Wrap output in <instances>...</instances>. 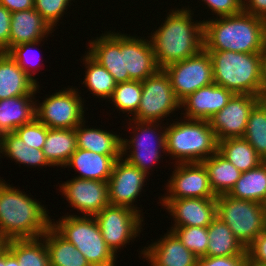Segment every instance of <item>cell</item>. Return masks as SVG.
I'll return each mask as SVG.
<instances>
[{
    "mask_svg": "<svg viewBox=\"0 0 266 266\" xmlns=\"http://www.w3.org/2000/svg\"><path fill=\"white\" fill-rule=\"evenodd\" d=\"M34 95H22L0 100V135L13 133L35 117Z\"/></svg>",
    "mask_w": 266,
    "mask_h": 266,
    "instance_id": "obj_25",
    "label": "cell"
},
{
    "mask_svg": "<svg viewBox=\"0 0 266 266\" xmlns=\"http://www.w3.org/2000/svg\"><path fill=\"white\" fill-rule=\"evenodd\" d=\"M39 85L5 52H0V100L34 95Z\"/></svg>",
    "mask_w": 266,
    "mask_h": 266,
    "instance_id": "obj_23",
    "label": "cell"
},
{
    "mask_svg": "<svg viewBox=\"0 0 266 266\" xmlns=\"http://www.w3.org/2000/svg\"><path fill=\"white\" fill-rule=\"evenodd\" d=\"M141 96V81L132 80L129 82L118 83L110 100L112 99L116 109L118 108L121 110L123 114L124 112H127L130 115L137 112V109L140 105Z\"/></svg>",
    "mask_w": 266,
    "mask_h": 266,
    "instance_id": "obj_37",
    "label": "cell"
},
{
    "mask_svg": "<svg viewBox=\"0 0 266 266\" xmlns=\"http://www.w3.org/2000/svg\"><path fill=\"white\" fill-rule=\"evenodd\" d=\"M218 152L240 172L258 167L264 160L243 137L227 138L218 141Z\"/></svg>",
    "mask_w": 266,
    "mask_h": 266,
    "instance_id": "obj_31",
    "label": "cell"
},
{
    "mask_svg": "<svg viewBox=\"0 0 266 266\" xmlns=\"http://www.w3.org/2000/svg\"><path fill=\"white\" fill-rule=\"evenodd\" d=\"M172 231L182 244L197 257L207 256L208 227H175Z\"/></svg>",
    "mask_w": 266,
    "mask_h": 266,
    "instance_id": "obj_38",
    "label": "cell"
},
{
    "mask_svg": "<svg viewBox=\"0 0 266 266\" xmlns=\"http://www.w3.org/2000/svg\"><path fill=\"white\" fill-rule=\"evenodd\" d=\"M162 206L167 207L173 216L175 227H208L217 217L216 198H181L162 199Z\"/></svg>",
    "mask_w": 266,
    "mask_h": 266,
    "instance_id": "obj_17",
    "label": "cell"
},
{
    "mask_svg": "<svg viewBox=\"0 0 266 266\" xmlns=\"http://www.w3.org/2000/svg\"><path fill=\"white\" fill-rule=\"evenodd\" d=\"M259 101V96L234 94L218 113L209 119L217 141L243 137L251 109Z\"/></svg>",
    "mask_w": 266,
    "mask_h": 266,
    "instance_id": "obj_13",
    "label": "cell"
},
{
    "mask_svg": "<svg viewBox=\"0 0 266 266\" xmlns=\"http://www.w3.org/2000/svg\"><path fill=\"white\" fill-rule=\"evenodd\" d=\"M5 246L16 256L20 266H50L47 245L42 237L40 240L10 239L5 242Z\"/></svg>",
    "mask_w": 266,
    "mask_h": 266,
    "instance_id": "obj_33",
    "label": "cell"
},
{
    "mask_svg": "<svg viewBox=\"0 0 266 266\" xmlns=\"http://www.w3.org/2000/svg\"><path fill=\"white\" fill-rule=\"evenodd\" d=\"M11 12L0 5V52L9 51Z\"/></svg>",
    "mask_w": 266,
    "mask_h": 266,
    "instance_id": "obj_45",
    "label": "cell"
},
{
    "mask_svg": "<svg viewBox=\"0 0 266 266\" xmlns=\"http://www.w3.org/2000/svg\"><path fill=\"white\" fill-rule=\"evenodd\" d=\"M208 239L207 256L247 255L246 248L219 217L208 226Z\"/></svg>",
    "mask_w": 266,
    "mask_h": 266,
    "instance_id": "obj_29",
    "label": "cell"
},
{
    "mask_svg": "<svg viewBox=\"0 0 266 266\" xmlns=\"http://www.w3.org/2000/svg\"><path fill=\"white\" fill-rule=\"evenodd\" d=\"M259 102L265 107L266 109V96H259Z\"/></svg>",
    "mask_w": 266,
    "mask_h": 266,
    "instance_id": "obj_51",
    "label": "cell"
},
{
    "mask_svg": "<svg viewBox=\"0 0 266 266\" xmlns=\"http://www.w3.org/2000/svg\"><path fill=\"white\" fill-rule=\"evenodd\" d=\"M259 96H266V49L262 53Z\"/></svg>",
    "mask_w": 266,
    "mask_h": 266,
    "instance_id": "obj_48",
    "label": "cell"
},
{
    "mask_svg": "<svg viewBox=\"0 0 266 266\" xmlns=\"http://www.w3.org/2000/svg\"><path fill=\"white\" fill-rule=\"evenodd\" d=\"M0 153H2V149H1V135H0Z\"/></svg>",
    "mask_w": 266,
    "mask_h": 266,
    "instance_id": "obj_53",
    "label": "cell"
},
{
    "mask_svg": "<svg viewBox=\"0 0 266 266\" xmlns=\"http://www.w3.org/2000/svg\"><path fill=\"white\" fill-rule=\"evenodd\" d=\"M0 266H7V247L0 250Z\"/></svg>",
    "mask_w": 266,
    "mask_h": 266,
    "instance_id": "obj_50",
    "label": "cell"
},
{
    "mask_svg": "<svg viewBox=\"0 0 266 266\" xmlns=\"http://www.w3.org/2000/svg\"><path fill=\"white\" fill-rule=\"evenodd\" d=\"M53 28L34 8L11 13L9 50L23 43L42 41Z\"/></svg>",
    "mask_w": 266,
    "mask_h": 266,
    "instance_id": "obj_22",
    "label": "cell"
},
{
    "mask_svg": "<svg viewBox=\"0 0 266 266\" xmlns=\"http://www.w3.org/2000/svg\"><path fill=\"white\" fill-rule=\"evenodd\" d=\"M151 266H196L197 256L188 250L173 231L142 250Z\"/></svg>",
    "mask_w": 266,
    "mask_h": 266,
    "instance_id": "obj_21",
    "label": "cell"
},
{
    "mask_svg": "<svg viewBox=\"0 0 266 266\" xmlns=\"http://www.w3.org/2000/svg\"><path fill=\"white\" fill-rule=\"evenodd\" d=\"M217 217L247 248L265 230L266 207L259 202L237 199L227 194L217 196Z\"/></svg>",
    "mask_w": 266,
    "mask_h": 266,
    "instance_id": "obj_7",
    "label": "cell"
},
{
    "mask_svg": "<svg viewBox=\"0 0 266 266\" xmlns=\"http://www.w3.org/2000/svg\"><path fill=\"white\" fill-rule=\"evenodd\" d=\"M122 155H102L77 148L65 166H71L80 172L78 179L108 181L115 161Z\"/></svg>",
    "mask_w": 266,
    "mask_h": 266,
    "instance_id": "obj_24",
    "label": "cell"
},
{
    "mask_svg": "<svg viewBox=\"0 0 266 266\" xmlns=\"http://www.w3.org/2000/svg\"><path fill=\"white\" fill-rule=\"evenodd\" d=\"M7 266H20L16 256L7 248Z\"/></svg>",
    "mask_w": 266,
    "mask_h": 266,
    "instance_id": "obj_49",
    "label": "cell"
},
{
    "mask_svg": "<svg viewBox=\"0 0 266 266\" xmlns=\"http://www.w3.org/2000/svg\"><path fill=\"white\" fill-rule=\"evenodd\" d=\"M164 129L165 153L176 158L177 164L202 162L218 151V141L209 120L186 119Z\"/></svg>",
    "mask_w": 266,
    "mask_h": 266,
    "instance_id": "obj_5",
    "label": "cell"
},
{
    "mask_svg": "<svg viewBox=\"0 0 266 266\" xmlns=\"http://www.w3.org/2000/svg\"><path fill=\"white\" fill-rule=\"evenodd\" d=\"M0 180V237L39 238L51 227V218L40 202Z\"/></svg>",
    "mask_w": 266,
    "mask_h": 266,
    "instance_id": "obj_3",
    "label": "cell"
},
{
    "mask_svg": "<svg viewBox=\"0 0 266 266\" xmlns=\"http://www.w3.org/2000/svg\"><path fill=\"white\" fill-rule=\"evenodd\" d=\"M202 163L207 169L209 184L216 197L228 194L242 173L218 151Z\"/></svg>",
    "mask_w": 266,
    "mask_h": 266,
    "instance_id": "obj_28",
    "label": "cell"
},
{
    "mask_svg": "<svg viewBox=\"0 0 266 266\" xmlns=\"http://www.w3.org/2000/svg\"><path fill=\"white\" fill-rule=\"evenodd\" d=\"M191 10H172L150 42L159 69L198 54L204 49L203 21L192 22Z\"/></svg>",
    "mask_w": 266,
    "mask_h": 266,
    "instance_id": "obj_2",
    "label": "cell"
},
{
    "mask_svg": "<svg viewBox=\"0 0 266 266\" xmlns=\"http://www.w3.org/2000/svg\"><path fill=\"white\" fill-rule=\"evenodd\" d=\"M133 121L134 124L137 126L133 127V130L134 128H136L133 132L136 135L133 134L134 137L132 136L131 137L132 139L130 140L122 138L121 140L122 156L127 153L126 150L133 148L131 149V151H129L131 153L127 155L128 157H126L124 160H126L130 165L139 168L141 171L145 172L148 175L149 168H151V166H154V164H157L155 162L158 161L159 158L161 159L160 157L161 151L164 153L166 149L165 130H162L160 134L158 131V134H156L157 133L156 130H158L156 129V126L158 128L160 123L142 122L136 120ZM159 149L163 150L160 151Z\"/></svg>",
    "mask_w": 266,
    "mask_h": 266,
    "instance_id": "obj_11",
    "label": "cell"
},
{
    "mask_svg": "<svg viewBox=\"0 0 266 266\" xmlns=\"http://www.w3.org/2000/svg\"><path fill=\"white\" fill-rule=\"evenodd\" d=\"M141 84L140 105L132 120L160 122L161 118L180 108V101L176 98L169 76L163 69L147 77Z\"/></svg>",
    "mask_w": 266,
    "mask_h": 266,
    "instance_id": "obj_8",
    "label": "cell"
},
{
    "mask_svg": "<svg viewBox=\"0 0 266 266\" xmlns=\"http://www.w3.org/2000/svg\"><path fill=\"white\" fill-rule=\"evenodd\" d=\"M146 178L145 172L123 160V156L117 159L107 181L109 203L115 206L128 207L141 213V210L132 206V203L140 195Z\"/></svg>",
    "mask_w": 266,
    "mask_h": 266,
    "instance_id": "obj_15",
    "label": "cell"
},
{
    "mask_svg": "<svg viewBox=\"0 0 266 266\" xmlns=\"http://www.w3.org/2000/svg\"><path fill=\"white\" fill-rule=\"evenodd\" d=\"M5 240L0 237V250L5 246Z\"/></svg>",
    "mask_w": 266,
    "mask_h": 266,
    "instance_id": "obj_52",
    "label": "cell"
},
{
    "mask_svg": "<svg viewBox=\"0 0 266 266\" xmlns=\"http://www.w3.org/2000/svg\"><path fill=\"white\" fill-rule=\"evenodd\" d=\"M42 237L47 245L50 266H91L85 256L52 226Z\"/></svg>",
    "mask_w": 266,
    "mask_h": 266,
    "instance_id": "obj_30",
    "label": "cell"
},
{
    "mask_svg": "<svg viewBox=\"0 0 266 266\" xmlns=\"http://www.w3.org/2000/svg\"><path fill=\"white\" fill-rule=\"evenodd\" d=\"M227 195L265 205L266 161L254 169L242 172L240 178Z\"/></svg>",
    "mask_w": 266,
    "mask_h": 266,
    "instance_id": "obj_32",
    "label": "cell"
},
{
    "mask_svg": "<svg viewBox=\"0 0 266 266\" xmlns=\"http://www.w3.org/2000/svg\"><path fill=\"white\" fill-rule=\"evenodd\" d=\"M175 164L178 166H175L166 186L169 196L161 199L217 198L210 187L208 172L202 162Z\"/></svg>",
    "mask_w": 266,
    "mask_h": 266,
    "instance_id": "obj_14",
    "label": "cell"
},
{
    "mask_svg": "<svg viewBox=\"0 0 266 266\" xmlns=\"http://www.w3.org/2000/svg\"><path fill=\"white\" fill-rule=\"evenodd\" d=\"M213 64V80L234 94L259 96L262 53L206 50Z\"/></svg>",
    "mask_w": 266,
    "mask_h": 266,
    "instance_id": "obj_4",
    "label": "cell"
},
{
    "mask_svg": "<svg viewBox=\"0 0 266 266\" xmlns=\"http://www.w3.org/2000/svg\"><path fill=\"white\" fill-rule=\"evenodd\" d=\"M84 57L83 61L85 60L87 70L83 83L89 91H92V94L110 99L117 85L113 76L88 53Z\"/></svg>",
    "mask_w": 266,
    "mask_h": 266,
    "instance_id": "obj_35",
    "label": "cell"
},
{
    "mask_svg": "<svg viewBox=\"0 0 266 266\" xmlns=\"http://www.w3.org/2000/svg\"><path fill=\"white\" fill-rule=\"evenodd\" d=\"M2 154L14 159L17 163L36 166H51L43 150L29 147L14 132L1 136Z\"/></svg>",
    "mask_w": 266,
    "mask_h": 266,
    "instance_id": "obj_34",
    "label": "cell"
},
{
    "mask_svg": "<svg viewBox=\"0 0 266 266\" xmlns=\"http://www.w3.org/2000/svg\"><path fill=\"white\" fill-rule=\"evenodd\" d=\"M60 189L70 205L84 216H95L110 204L106 181L73 178L62 183Z\"/></svg>",
    "mask_w": 266,
    "mask_h": 266,
    "instance_id": "obj_16",
    "label": "cell"
},
{
    "mask_svg": "<svg viewBox=\"0 0 266 266\" xmlns=\"http://www.w3.org/2000/svg\"><path fill=\"white\" fill-rule=\"evenodd\" d=\"M249 266H266V231L260 233L246 248Z\"/></svg>",
    "mask_w": 266,
    "mask_h": 266,
    "instance_id": "obj_41",
    "label": "cell"
},
{
    "mask_svg": "<svg viewBox=\"0 0 266 266\" xmlns=\"http://www.w3.org/2000/svg\"><path fill=\"white\" fill-rule=\"evenodd\" d=\"M135 37L121 33V53H124L125 73H129L131 80L142 82L154 75L159 67L151 42Z\"/></svg>",
    "mask_w": 266,
    "mask_h": 266,
    "instance_id": "obj_18",
    "label": "cell"
},
{
    "mask_svg": "<svg viewBox=\"0 0 266 266\" xmlns=\"http://www.w3.org/2000/svg\"><path fill=\"white\" fill-rule=\"evenodd\" d=\"M234 93L212 83L196 90L180 102L184 106V118L209 120L231 100Z\"/></svg>",
    "mask_w": 266,
    "mask_h": 266,
    "instance_id": "obj_19",
    "label": "cell"
},
{
    "mask_svg": "<svg viewBox=\"0 0 266 266\" xmlns=\"http://www.w3.org/2000/svg\"><path fill=\"white\" fill-rule=\"evenodd\" d=\"M106 245L116 255L117 250L130 242L142 229L141 214L124 206L109 204L94 216Z\"/></svg>",
    "mask_w": 266,
    "mask_h": 266,
    "instance_id": "obj_12",
    "label": "cell"
},
{
    "mask_svg": "<svg viewBox=\"0 0 266 266\" xmlns=\"http://www.w3.org/2000/svg\"><path fill=\"white\" fill-rule=\"evenodd\" d=\"M205 50L263 53L266 49V20L247 12L203 20Z\"/></svg>",
    "mask_w": 266,
    "mask_h": 266,
    "instance_id": "obj_1",
    "label": "cell"
},
{
    "mask_svg": "<svg viewBox=\"0 0 266 266\" xmlns=\"http://www.w3.org/2000/svg\"><path fill=\"white\" fill-rule=\"evenodd\" d=\"M243 138L266 161V109L259 101L250 111Z\"/></svg>",
    "mask_w": 266,
    "mask_h": 266,
    "instance_id": "obj_36",
    "label": "cell"
},
{
    "mask_svg": "<svg viewBox=\"0 0 266 266\" xmlns=\"http://www.w3.org/2000/svg\"><path fill=\"white\" fill-rule=\"evenodd\" d=\"M243 11L266 20V0H243Z\"/></svg>",
    "mask_w": 266,
    "mask_h": 266,
    "instance_id": "obj_46",
    "label": "cell"
},
{
    "mask_svg": "<svg viewBox=\"0 0 266 266\" xmlns=\"http://www.w3.org/2000/svg\"><path fill=\"white\" fill-rule=\"evenodd\" d=\"M163 70L169 76L174 94L180 102L196 90L214 83L211 56L205 49Z\"/></svg>",
    "mask_w": 266,
    "mask_h": 266,
    "instance_id": "obj_9",
    "label": "cell"
},
{
    "mask_svg": "<svg viewBox=\"0 0 266 266\" xmlns=\"http://www.w3.org/2000/svg\"><path fill=\"white\" fill-rule=\"evenodd\" d=\"M51 226L72 243L91 266H115L116 255L106 245L94 216L66 215Z\"/></svg>",
    "mask_w": 266,
    "mask_h": 266,
    "instance_id": "obj_6",
    "label": "cell"
},
{
    "mask_svg": "<svg viewBox=\"0 0 266 266\" xmlns=\"http://www.w3.org/2000/svg\"><path fill=\"white\" fill-rule=\"evenodd\" d=\"M0 5L13 13L34 8V0H0Z\"/></svg>",
    "mask_w": 266,
    "mask_h": 266,
    "instance_id": "obj_47",
    "label": "cell"
},
{
    "mask_svg": "<svg viewBox=\"0 0 266 266\" xmlns=\"http://www.w3.org/2000/svg\"><path fill=\"white\" fill-rule=\"evenodd\" d=\"M38 43L40 44L41 42L37 41V42L19 44L17 46L12 47L7 52L12 57V59L22 68V70L28 76H30L36 83H37V81H36V79H34L35 77H33V74L31 73L32 70L29 69V67H28L29 65H28V63H26L27 61H29V60L26 61V59H27L26 54L29 53L30 49L32 50L33 46L38 45ZM29 64H31V63H29Z\"/></svg>",
    "mask_w": 266,
    "mask_h": 266,
    "instance_id": "obj_44",
    "label": "cell"
},
{
    "mask_svg": "<svg viewBox=\"0 0 266 266\" xmlns=\"http://www.w3.org/2000/svg\"><path fill=\"white\" fill-rule=\"evenodd\" d=\"M77 149L75 129L48 128L43 152L51 166L65 168L71 155Z\"/></svg>",
    "mask_w": 266,
    "mask_h": 266,
    "instance_id": "obj_27",
    "label": "cell"
},
{
    "mask_svg": "<svg viewBox=\"0 0 266 266\" xmlns=\"http://www.w3.org/2000/svg\"><path fill=\"white\" fill-rule=\"evenodd\" d=\"M196 266H249L248 255L198 257Z\"/></svg>",
    "mask_w": 266,
    "mask_h": 266,
    "instance_id": "obj_42",
    "label": "cell"
},
{
    "mask_svg": "<svg viewBox=\"0 0 266 266\" xmlns=\"http://www.w3.org/2000/svg\"><path fill=\"white\" fill-rule=\"evenodd\" d=\"M87 53L113 76L115 82L132 81L125 73L124 53H121V34L107 32L90 41Z\"/></svg>",
    "mask_w": 266,
    "mask_h": 266,
    "instance_id": "obj_20",
    "label": "cell"
},
{
    "mask_svg": "<svg viewBox=\"0 0 266 266\" xmlns=\"http://www.w3.org/2000/svg\"><path fill=\"white\" fill-rule=\"evenodd\" d=\"M84 123L75 128L77 148L102 155H122V138L119 135L107 130L85 128Z\"/></svg>",
    "mask_w": 266,
    "mask_h": 266,
    "instance_id": "obj_26",
    "label": "cell"
},
{
    "mask_svg": "<svg viewBox=\"0 0 266 266\" xmlns=\"http://www.w3.org/2000/svg\"><path fill=\"white\" fill-rule=\"evenodd\" d=\"M48 127L36 117L29 123L17 128L14 133L29 147L42 150L47 136Z\"/></svg>",
    "mask_w": 266,
    "mask_h": 266,
    "instance_id": "obj_39",
    "label": "cell"
},
{
    "mask_svg": "<svg viewBox=\"0 0 266 266\" xmlns=\"http://www.w3.org/2000/svg\"><path fill=\"white\" fill-rule=\"evenodd\" d=\"M84 107L78 92L73 88L59 90L36 103V118L48 128L75 129L84 121Z\"/></svg>",
    "mask_w": 266,
    "mask_h": 266,
    "instance_id": "obj_10",
    "label": "cell"
},
{
    "mask_svg": "<svg viewBox=\"0 0 266 266\" xmlns=\"http://www.w3.org/2000/svg\"><path fill=\"white\" fill-rule=\"evenodd\" d=\"M72 0H34V9L52 28L57 24Z\"/></svg>",
    "mask_w": 266,
    "mask_h": 266,
    "instance_id": "obj_40",
    "label": "cell"
},
{
    "mask_svg": "<svg viewBox=\"0 0 266 266\" xmlns=\"http://www.w3.org/2000/svg\"><path fill=\"white\" fill-rule=\"evenodd\" d=\"M217 16L235 15L243 11V0H202Z\"/></svg>",
    "mask_w": 266,
    "mask_h": 266,
    "instance_id": "obj_43",
    "label": "cell"
}]
</instances>
